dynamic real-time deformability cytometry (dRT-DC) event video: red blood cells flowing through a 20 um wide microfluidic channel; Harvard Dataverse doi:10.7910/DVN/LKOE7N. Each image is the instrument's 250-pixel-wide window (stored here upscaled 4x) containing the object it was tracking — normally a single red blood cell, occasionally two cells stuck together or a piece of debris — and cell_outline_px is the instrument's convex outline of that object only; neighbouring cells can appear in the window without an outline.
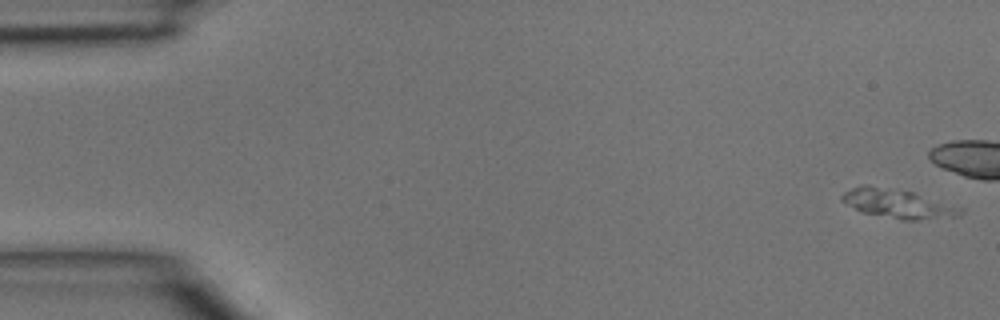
{"species": "common noctule bat (a hibernating species)", "species_latin": "Nyctalus noctula", "temperature_condition": "room temperature", "stored_images_in_passage": 6, "camera_frame_rate_fps": 3000, "um_per_image_px": 0.085, "animal": {"sex": "male", "body_mass_g": 15.6}, "frame": {"image": 1, "passage_image": 1, "time_ms": 0.0, "image_size_px": [1000, 320], "cell_outline_px": [[964, 212], [960, 216], [916, 220], [904, 220], [860, 212], [840, 200], [840, 196], [844, 192], [852, 188], [864, 184], [912, 192], [964, 208]], "centroid_in_image_um": [76.31, 17.32], "position_along_channel_um": 8.7, "area_um2": 19.94}}